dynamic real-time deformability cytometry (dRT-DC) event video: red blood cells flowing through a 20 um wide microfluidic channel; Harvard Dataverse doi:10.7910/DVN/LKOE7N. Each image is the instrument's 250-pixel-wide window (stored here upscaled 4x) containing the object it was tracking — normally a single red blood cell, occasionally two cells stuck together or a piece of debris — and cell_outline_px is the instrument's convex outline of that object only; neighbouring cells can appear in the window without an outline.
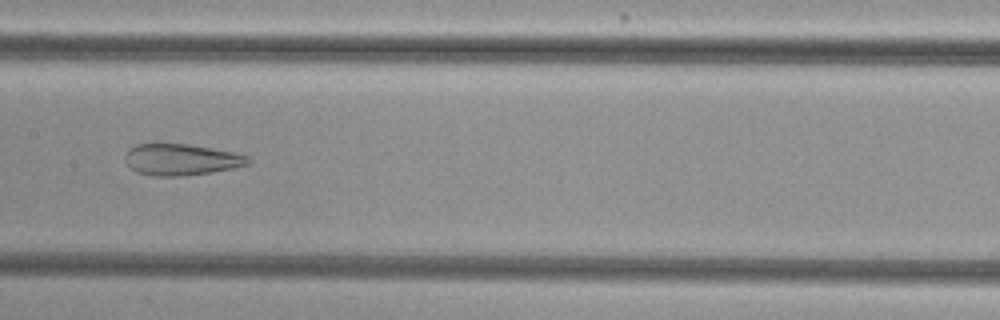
{"species": "common noctule bat (a hibernating species)", "species_latin": "Nyctalus noctula", "temperature_condition": "cold", "stored_images_in_passage": 43, "camera_frame_rate_fps": 3000, "um_per_image_px": 0.085, "animal": {"sex": "female", "body_mass_g": 29.2, "forearm_length_mm": 56.3}, "frame": {"image": 1, "passage_image": 28, "time_ms": 9.0, "image_size_px": [1000, 320], "cell_outline_px": [[252, 164], [212, 172], [184, 176], [156, 176], [136, 172], [124, 160], [124, 156], [128, 148], [136, 144], [188, 144], [236, 152], [248, 156], [252, 160]], "centroid_in_image_um": [15.43, 13.56], "position_along_channel_um": 192.0, "area_um2": 22.72}}
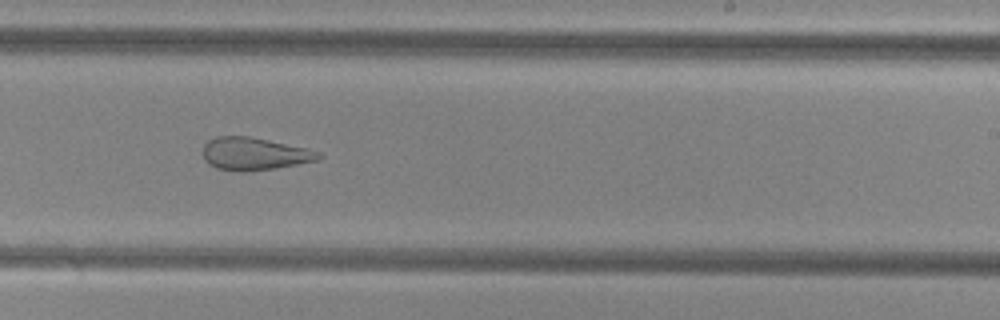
{"frame": {"image": 2, "passage_image": 34, "time_ms": 11.0, "image_size_px": [1000, 320], "cell_outline_px": [[324, 156], [320, 160], [276, 168], [252, 172], [240, 172], [216, 168], [208, 164], [204, 160], [204, 144], [208, 140], [216, 136], [248, 136], [308, 148], [320, 152]], "centroid_in_image_um": [21.64, 13.09], "position_along_channel_um": 267.4, "area_um2": 22.31}}
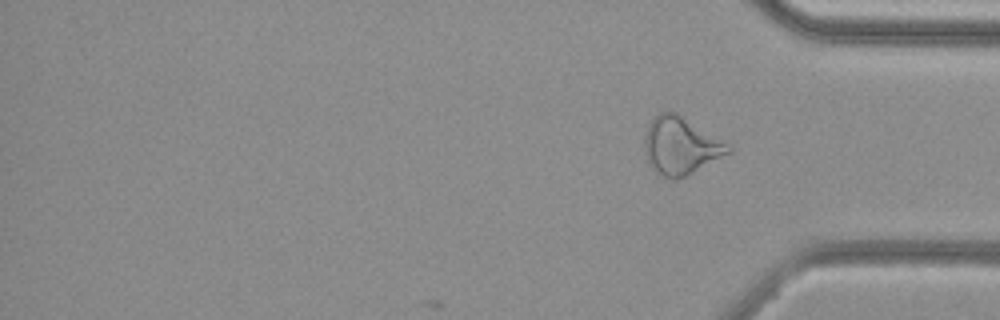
{"frame": {"image": 3, "passage_image": 43, "time_ms": 14.0, "image_size_px": [1000, 320], "cell_outline_px": [[732, 152], [676, 180], [672, 180], [656, 172], [652, 168], [648, 160], [644, 148], [644, 136], [648, 124], [652, 116], [656, 112], [676, 112], [732, 144]], "centroid_in_image_um": [57.87, 12.36], "position_along_channel_um": 377.3, "area_um2": 28.32}, "authors_computed_cell_mechanics": {"area_um2": 28.322, "velocity_mm_per_s": 3.7809, "shape_relaxation_time_tau1_ms": null, "shape_relaxation_time_tau2_ms": 2.094, "deformation_change_tau1": null, "deformation_change_tau2": 0.1217}}